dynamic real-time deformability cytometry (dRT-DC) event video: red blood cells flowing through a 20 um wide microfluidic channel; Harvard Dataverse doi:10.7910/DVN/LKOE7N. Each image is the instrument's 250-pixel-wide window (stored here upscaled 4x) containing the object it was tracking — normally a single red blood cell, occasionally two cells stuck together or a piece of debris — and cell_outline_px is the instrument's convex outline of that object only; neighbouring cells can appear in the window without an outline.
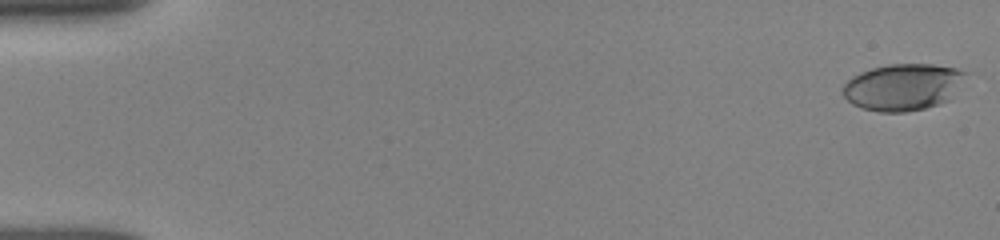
{"species": "human", "species_latin": "Homo sapiens", "temperature_condition": "room temperature", "stored_images_in_passage": 30, "camera_frame_rate_fps": 3000, "um_per_image_px": 0.085, "donor": {"sex": "female"}, "frame": {"image": 1, "passage_image": 1, "time_ms": 0.0, "image_size_px": [1000, 240], "cell_outline_px": [[972, 72], [948, 100], [924, 108], [904, 112], [880, 112], [860, 108], [852, 104], [840, 92], [844, 84], [852, 76], [860, 72], [872, 68], [888, 64], [932, 64], [956, 68]], "centroid_in_image_um": [76.76, 7.38], "position_along_channel_um": 8.2, "area_um2": 33.76}}
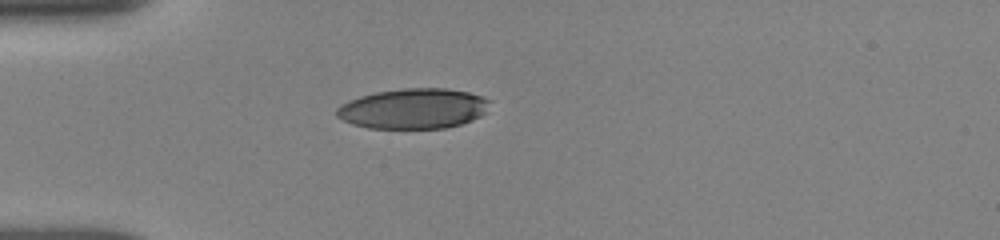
{"frame": {"image": 2, "passage_image": 22, "time_ms": 4.667, "image_size_px": [1000, 240], "cell_outline_px": [[492, 100], [488, 112], [472, 120], [460, 124], [444, 128], [368, 128], [352, 124], [336, 116], [336, 108], [340, 104], [348, 100], [360, 96], [376, 92], [404, 88], [444, 88], [468, 92], [484, 96]], "centroid_in_image_um": [35.17, 9.22], "position_along_channel_um": 49.8, "area_um2": 36.24}}
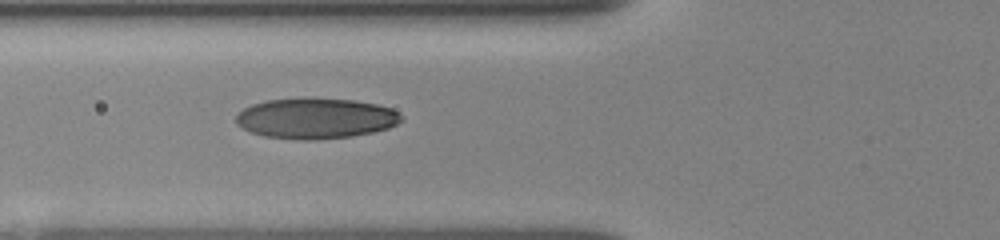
{"frame": {"image": 3, "passage_image": 29, "time_ms": 6.333, "image_size_px": [1000, 240], "cell_outline_px": [[404, 120], [388, 128], [372, 132], [352, 136], [312, 140], [296, 140], [264, 136], [252, 132], [236, 124], [236, 116], [244, 108], [252, 104], [268, 100], [352, 100], [376, 104], [392, 108], [400, 112], [404, 116]], "centroid_in_image_um": [26.88, 10.09], "position_along_channel_um": 98.9, "area_um2": 38.44}}